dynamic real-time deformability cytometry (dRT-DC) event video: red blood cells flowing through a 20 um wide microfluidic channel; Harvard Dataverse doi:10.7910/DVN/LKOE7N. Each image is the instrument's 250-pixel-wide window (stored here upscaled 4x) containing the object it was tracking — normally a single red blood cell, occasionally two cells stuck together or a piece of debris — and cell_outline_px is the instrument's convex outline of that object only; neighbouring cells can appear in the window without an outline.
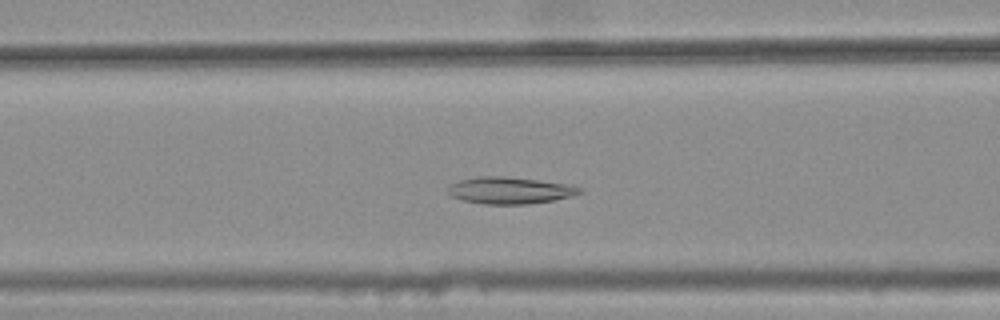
{"species": "common noctule bat (a hibernating species)", "species_latin": "Nyctalus noctula", "temperature_condition": "warm", "stored_images_in_passage": 30, "camera_frame_rate_fps": 3000, "um_per_image_px": 0.085, "animal": {"sex": "female", "body_mass_g": 25.1}, "frame": {"image": 1, "passage_image": 7, "time_ms": 2.0, "image_size_px": [1000, 320], "cell_outline_px": [[584, 192], [572, 196], [552, 200], [528, 204], [484, 204], [464, 200], [452, 196], [448, 192], [448, 188], [452, 184], [460, 180], [480, 176], [504, 176], [568, 184], [584, 188]], "centroid_in_image_um": [43.38, 16.18], "position_along_channel_um": 123.2, "area_um2": 20.4}}
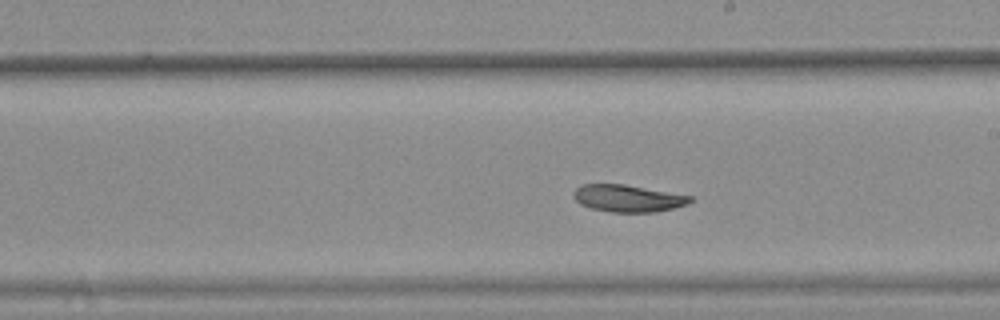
{"frame": {"image": 2, "passage_image": 16, "time_ms": 5.0, "image_size_px": [1000, 320], "cell_outline_px": [[696, 200], [688, 204], [672, 208], [652, 212], [608, 212], [592, 208], [580, 204], [572, 196], [572, 192], [580, 184], [624, 184], [692, 196]], "centroid_in_image_um": [53.36, 16.85], "position_along_channel_um": 235.6, "area_um2": 18.5}}
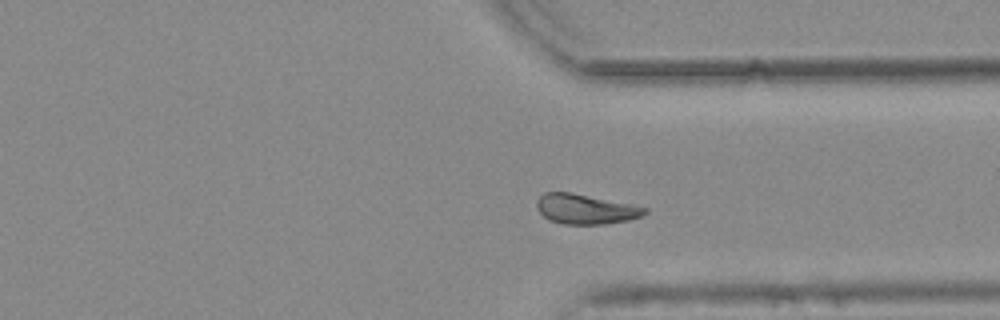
{"frame": {"image": 3, "passage_image": 26, "time_ms": 8.333, "image_size_px": [1000, 320], "cell_outline_px": [[648, 212], [640, 216], [628, 220], [604, 224], [564, 224], [548, 220], [536, 208], [536, 200], [544, 192], [572, 192], [648, 208]], "centroid_in_image_um": [49.72, 17.77], "position_along_channel_um": 361.7, "area_um2": 18.73}, "authors_computed_cell_mechanics": {"area_um2": 19.1896, "velocity_mm_per_s": 3.752, "shape_relaxation_time_tau1_ms": null, "shape_relaxation_time_tau2_ms": 6.8899, "deformation_change_tau1": null, "deformation_change_tau2": 0.1231}}